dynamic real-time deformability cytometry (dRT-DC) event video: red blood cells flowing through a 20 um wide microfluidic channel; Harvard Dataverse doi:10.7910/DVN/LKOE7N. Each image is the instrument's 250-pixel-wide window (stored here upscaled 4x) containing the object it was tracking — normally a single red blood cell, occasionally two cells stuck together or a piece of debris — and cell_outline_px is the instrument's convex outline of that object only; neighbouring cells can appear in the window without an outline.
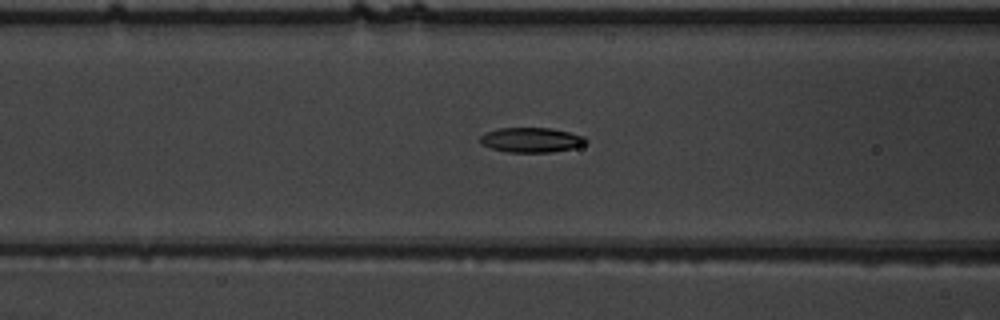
{"species": "common noctule bat (a hibernating species)", "species_latin": "Nyctalus noctula", "temperature_condition": "warm", "stored_images_in_passage": 40, "camera_frame_rate_fps": 3000, "um_per_image_px": 0.085, "animal": {"sex": "male", "body_mass_g": 19.5, "forearm_length_mm": 54.6}, "frame": {"image": 1, "passage_image": 18, "time_ms": 5.667, "image_size_px": [1000, 320], "cell_outline_px": [[588, 140], [584, 144], [572, 148], [552, 152], [508, 152], [492, 148], [480, 144], [480, 136], [484, 132], [500, 128], [552, 128], [584, 136]], "centroid_in_image_um": [45.14, 11.89], "position_along_channel_um": 121.5, "area_um2": 15.26}}
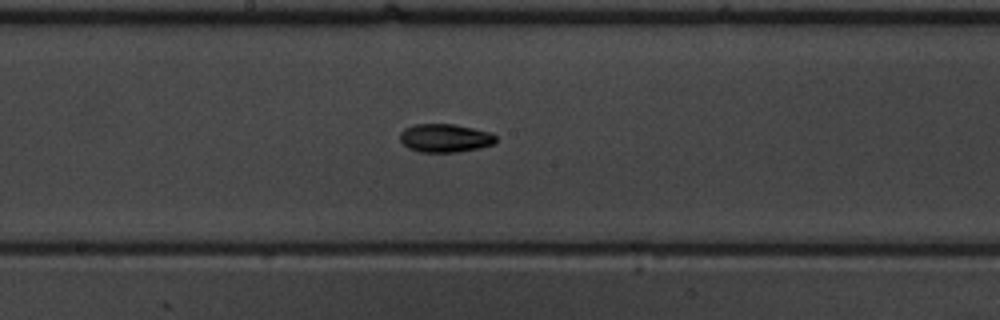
{"frame": {"image": 2, "passage_image": 25, "time_ms": 8.0, "image_size_px": [1000, 320], "cell_outline_px": [[496, 144], [480, 148], [456, 152], [420, 152], [408, 148], [400, 140], [400, 132], [404, 128], [416, 124], [456, 124], [488, 132], [496, 136]], "centroid_in_image_um": [37.83, 11.74], "position_along_channel_um": 210.4, "area_um2": 15.9}}
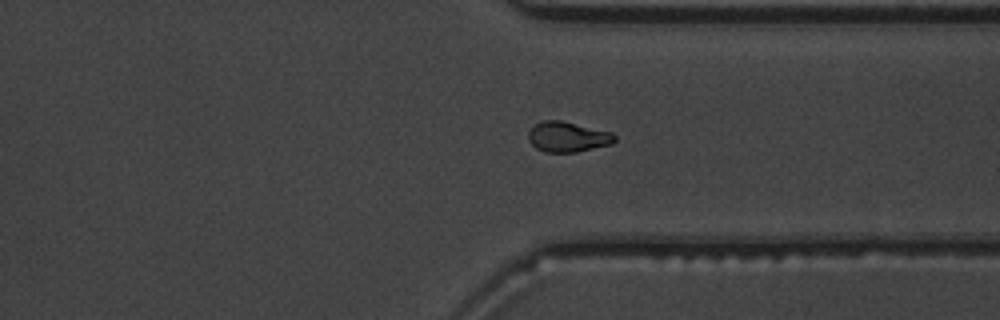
{"frame": {"image": 3, "passage_image": 37, "time_ms": 12.0, "image_size_px": [1000, 320], "cell_outline_px": [[616, 140], [612, 144], [576, 152], [544, 152], [536, 148], [528, 140], [528, 132], [532, 124], [540, 120], [560, 120], [612, 132], [616, 136]], "centroid_in_image_um": [48.22, 11.62], "position_along_channel_um": 363.2, "area_um2": 15.43}}